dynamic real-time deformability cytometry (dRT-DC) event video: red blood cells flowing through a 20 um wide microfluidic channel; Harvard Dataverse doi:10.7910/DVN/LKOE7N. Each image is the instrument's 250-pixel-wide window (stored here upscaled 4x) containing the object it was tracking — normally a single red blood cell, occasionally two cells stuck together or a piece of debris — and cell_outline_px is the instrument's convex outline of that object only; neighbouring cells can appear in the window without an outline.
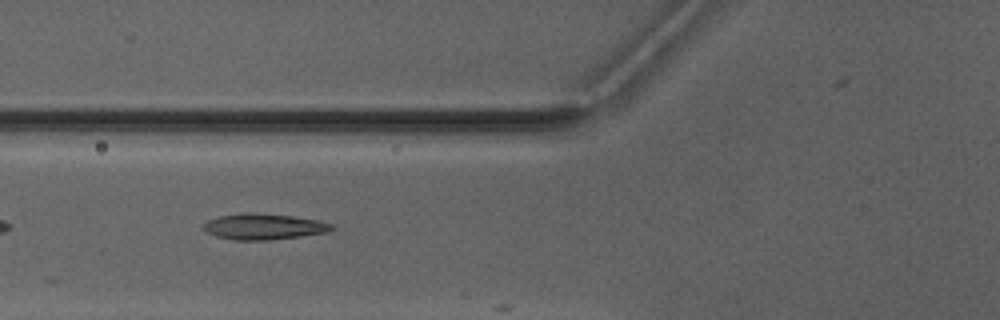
{"species": "Egyptian fruit bat (a non-hibernating species)", "species_latin": "Rousettus aegyptiacus", "temperature_condition": "warm", "stored_images_in_passage": 8, "camera_frame_rate_fps": 3000, "um_per_image_px": 0.085, "animal": {"sex": "male"}, "frame": {"image": 1, "passage_image": 6, "time_ms": 6.0, "image_size_px": [1000, 320], "cell_outline_px": [[336, 228], [328, 232], [300, 236], [268, 240], [236, 240], [216, 236], [208, 232], [204, 228], [204, 224], [208, 220], [220, 216], [248, 212], [256, 212], [292, 216], [316, 220], [332, 224]], "centroid_in_image_um": [22.44, 19.26], "position_along_channel_um": 103.4, "area_um2": 19.19}}
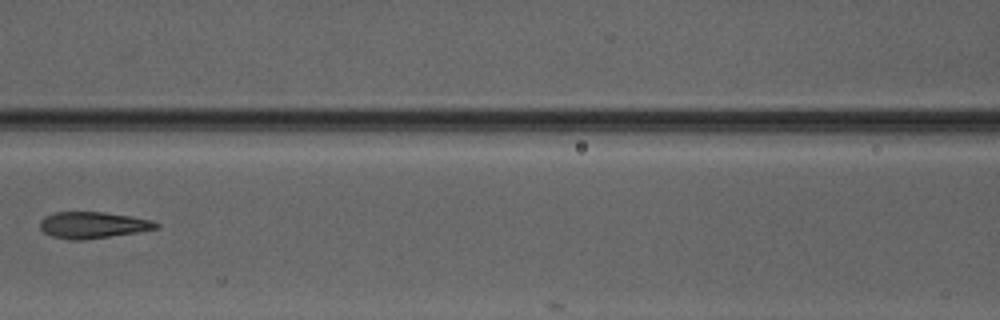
{"frame": {"image": 2, "passage_image": 7, "time_ms": 7.333, "image_size_px": [1000, 320], "cell_outline_px": [[160, 228], [140, 232], [80, 240], [72, 240], [52, 236], [44, 232], [40, 228], [40, 220], [44, 216], [56, 212], [104, 212], [132, 216], [152, 220], [160, 224]], "centroid_in_image_um": [7.93, 19.12], "position_along_channel_um": 158.7, "area_um2": 17.98}}
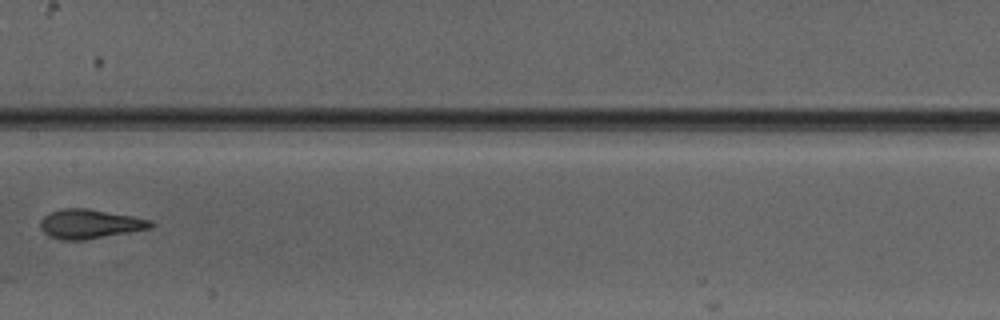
{"frame": {"image": 3, "passage_image": 8, "time_ms": 8.333, "image_size_px": [1000, 320], "cell_outline_px": [[156, 224], [152, 228], [84, 240], [60, 240], [48, 236], [40, 228], [40, 220], [44, 216], [52, 212], [64, 208], [88, 208], [132, 216], [152, 220]], "centroid_in_image_um": [7.64, 19.04], "position_along_channel_um": 199.8, "area_um2": 18.9}}